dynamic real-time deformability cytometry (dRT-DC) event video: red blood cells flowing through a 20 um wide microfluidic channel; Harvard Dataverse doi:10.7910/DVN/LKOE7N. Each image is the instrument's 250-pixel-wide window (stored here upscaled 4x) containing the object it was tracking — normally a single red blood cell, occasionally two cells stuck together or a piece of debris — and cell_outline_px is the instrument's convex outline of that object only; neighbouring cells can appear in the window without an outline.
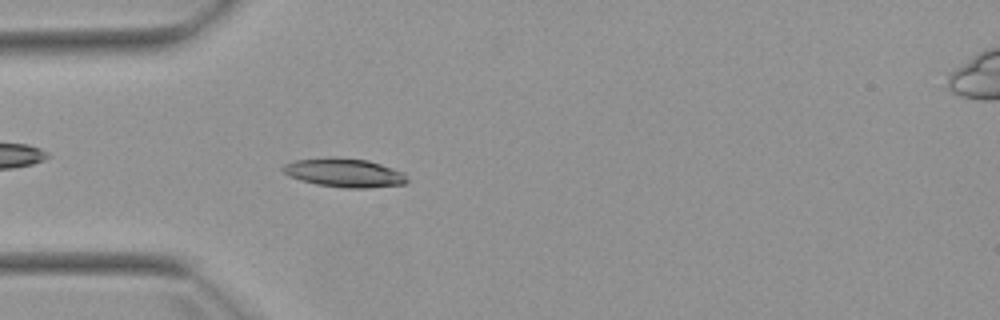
{"species": "Egyptian fruit bat (a non-hibernating species)", "species_latin": "Rousettus aegyptiacus", "temperature_condition": "warm", "stored_images_in_passage": 6, "camera_frame_rate_fps": 3000, "um_per_image_px": 0.085, "animal": {"sex": "female"}, "frame": {"image": 1, "passage_image": 5, "time_ms": 4.667, "image_size_px": [1000, 320], "cell_outline_px": [[408, 184], [368, 188], [344, 188], [316, 184], [300, 180], [288, 176], [280, 168], [284, 164], [296, 160], [332, 156], [336, 156], [368, 160], [404, 172], [408, 180]], "centroid_in_image_um": [29.27, 14.68], "position_along_channel_um": 55.7, "area_um2": 21.15}}